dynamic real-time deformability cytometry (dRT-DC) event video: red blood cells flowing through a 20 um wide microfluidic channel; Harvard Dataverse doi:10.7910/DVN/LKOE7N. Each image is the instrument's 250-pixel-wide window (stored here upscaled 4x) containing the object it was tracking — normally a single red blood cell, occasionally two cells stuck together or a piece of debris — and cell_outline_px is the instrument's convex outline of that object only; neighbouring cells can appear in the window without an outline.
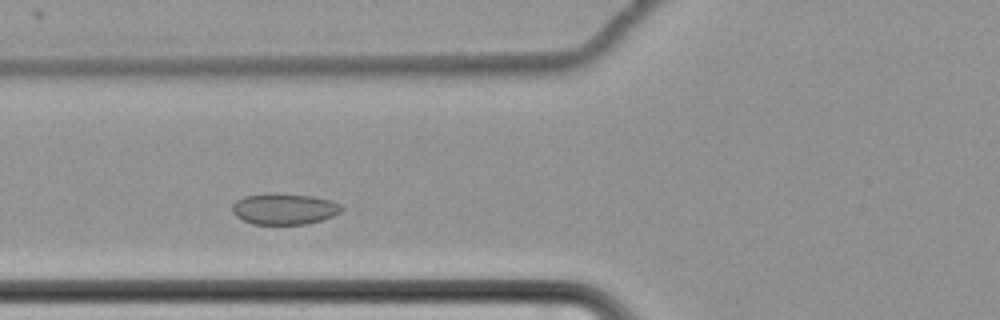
{"species": "common noctule bat (a hibernating species)", "species_latin": "Nyctalus noctula", "temperature_condition": "cold", "stored_images_in_passage": 42, "camera_frame_rate_fps": 3000, "um_per_image_px": 0.085, "animal": {"sex": "female", "body_mass_g": 22.7, "forearm_length_mm": 54.2}, "frame": {"image": 1, "passage_image": 13, "time_ms": 4.0, "image_size_px": [1000, 320], "cell_outline_px": [[344, 208], [340, 212], [332, 216], [308, 224], [252, 224], [236, 216], [232, 212], [232, 204], [236, 200], [244, 196], [272, 192], [276, 192], [312, 196], [328, 200], [340, 204]], "centroid_in_image_um": [24.13, 17.74], "position_along_channel_um": 101.7, "area_um2": 19.94}}
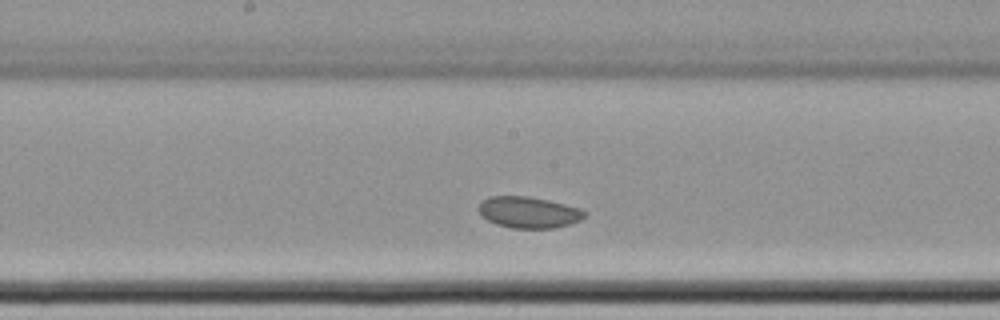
{"frame": {"image": 2, "passage_image": 22, "time_ms": 7.0, "image_size_px": [1000, 320], "cell_outline_px": [[588, 212], [580, 220], [556, 228], [512, 228], [496, 224], [488, 220], [476, 208], [488, 196], [528, 196], [548, 200], [580, 208]], "centroid_in_image_um": [44.94, 18.04], "position_along_channel_um": 203.3, "area_um2": 19.25}}
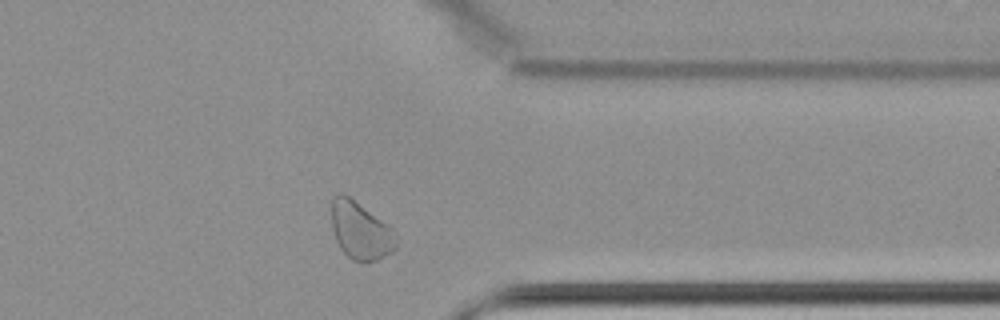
{"frame": {"image": 3, "passage_image": 38, "time_ms": 12.333, "image_size_px": [1000, 320], "cell_outline_px": [[396, 248], [392, 252], [376, 260], [352, 260], [340, 248], [336, 240], [332, 228], [332, 196], [336, 192], [340, 192], [348, 196], [388, 224], [392, 228], [396, 240]], "centroid_in_image_um": [30.62, 19.58], "position_along_channel_um": 380.8, "area_um2": 21.39}}